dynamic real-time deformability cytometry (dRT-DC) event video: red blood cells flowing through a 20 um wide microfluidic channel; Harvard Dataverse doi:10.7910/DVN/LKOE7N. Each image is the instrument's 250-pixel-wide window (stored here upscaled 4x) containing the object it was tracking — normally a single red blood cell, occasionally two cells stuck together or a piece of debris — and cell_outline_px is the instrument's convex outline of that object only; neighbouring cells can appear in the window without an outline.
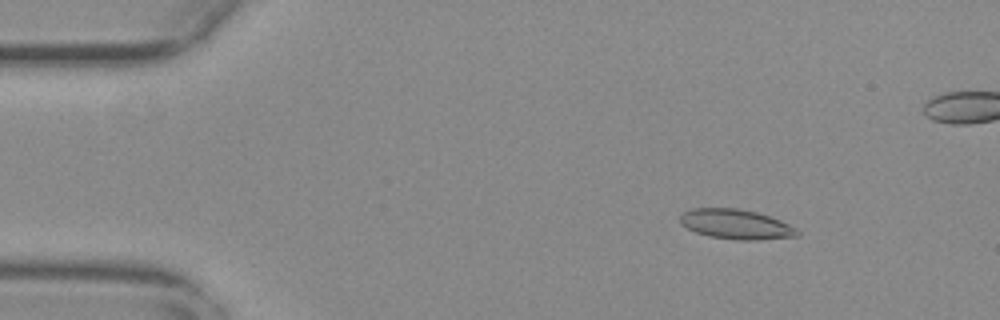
{"species": "common noctule bat (a hibernating species)", "species_latin": "Nyctalus noctula", "temperature_condition": "warm", "stored_images_in_passage": 42, "camera_frame_rate_fps": 3000, "um_per_image_px": 0.085, "animal": {"sex": "female", "body_mass_g": 29.2, "forearm_length_mm": 56.3}, "frame": {"image": 1, "passage_image": 8, "time_ms": 2.333, "image_size_px": [1000, 320], "cell_outline_px": [[800, 236], [756, 240], [736, 240], [708, 236], [696, 232], [680, 224], [680, 216], [684, 212], [692, 208], [736, 208], [756, 212], [780, 220], [796, 228], [800, 232]], "centroid_in_image_um": [62.56, 19.07], "position_along_channel_um": 22.4, "area_um2": 20.35}}
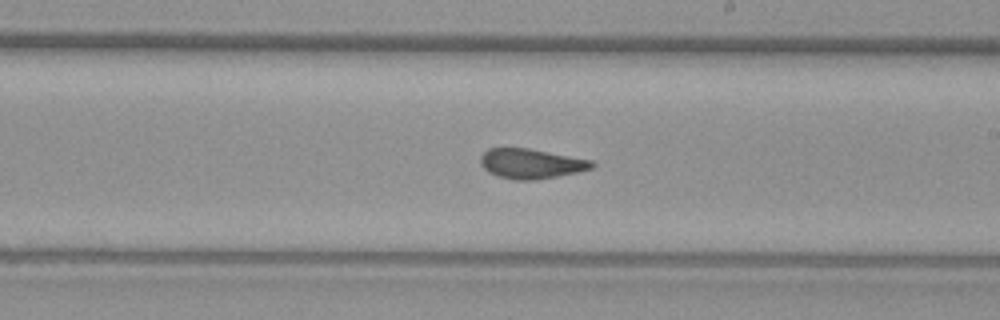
{"frame": {"image": 2, "passage_image": 32, "time_ms": 10.333, "image_size_px": [1000, 320], "cell_outline_px": [[596, 164], [592, 168], [576, 172], [536, 180], [512, 180], [496, 176], [488, 172], [480, 164], [480, 156], [488, 148], [528, 148], [592, 160]], "centroid_in_image_um": [45.1, 13.91], "position_along_channel_um": 243.9, "area_um2": 19.42}}
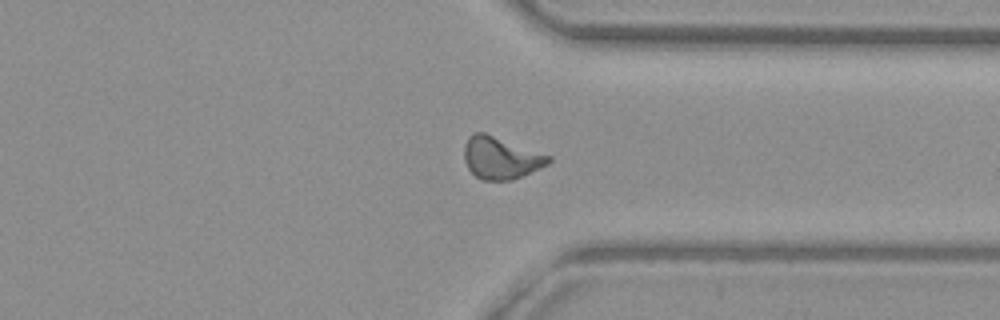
{"frame": {"image": 3, "passage_image": 42, "time_ms": 13.667, "image_size_px": [1000, 320], "cell_outline_px": [[552, 160], [548, 164], [540, 168], [512, 180], [480, 180], [468, 168], [464, 160], [464, 144], [468, 136], [476, 132], [484, 132], [552, 156]], "centroid_in_image_um": [42.56, 13.42], "position_along_channel_um": 368.8, "area_um2": 20.75}, "authors_computed_cell_mechanics": {"area_um2": 19.941, "velocity_mm_per_s": 3.7924, "shape_relaxation_time_tau1_ms": null, "shape_relaxation_time_tau2_ms": 1.0621, "deformation_change_tau1": null, "deformation_change_tau2": 0.0733}}